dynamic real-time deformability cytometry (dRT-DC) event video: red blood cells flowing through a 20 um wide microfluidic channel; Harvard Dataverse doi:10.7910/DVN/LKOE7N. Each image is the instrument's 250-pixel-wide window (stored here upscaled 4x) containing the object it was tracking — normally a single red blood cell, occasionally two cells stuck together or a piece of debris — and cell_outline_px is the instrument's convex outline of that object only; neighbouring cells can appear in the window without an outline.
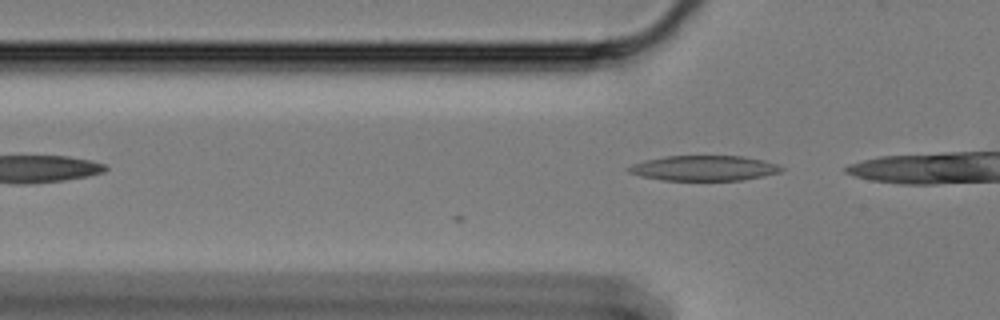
{"species": "Egyptian fruit bat (a non-hibernating species)", "species_latin": "Rousettus aegyptiacus", "temperature_condition": "cold", "stored_images_in_passage": 3, "camera_frame_rate_fps": 3000, "um_per_image_px": 0.085, "animal": {"sex": "female"}, "frame": {"image": 1, "passage_image": 3, "time_ms": 0.667, "image_size_px": [1000, 320], "cell_outline_px": [[784, 168], [780, 172], [740, 180], [664, 180], [640, 176], [628, 172], [628, 168], [632, 164], [644, 160], [664, 156], [740, 156], [764, 160], [776, 164]], "centroid_in_image_um": [59.8, 14.28], "position_along_channel_um": 66.0, "area_um2": 22.2}}